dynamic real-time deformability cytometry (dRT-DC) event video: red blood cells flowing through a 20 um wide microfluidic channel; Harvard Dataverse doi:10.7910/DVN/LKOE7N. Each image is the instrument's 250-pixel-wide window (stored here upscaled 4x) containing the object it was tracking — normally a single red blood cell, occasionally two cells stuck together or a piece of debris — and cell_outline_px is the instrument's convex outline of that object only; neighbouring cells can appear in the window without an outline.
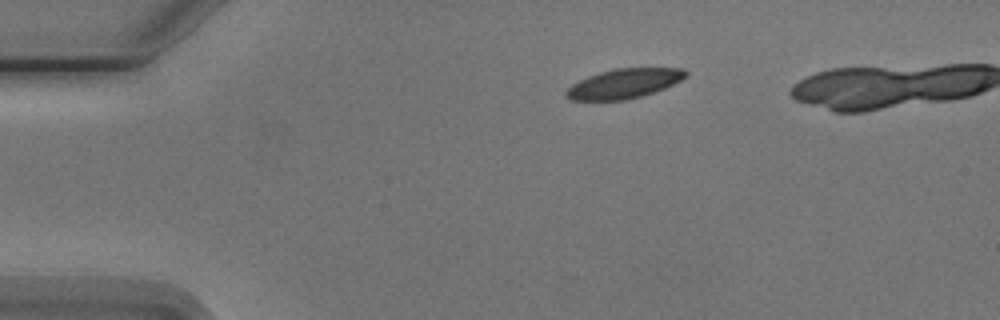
{"species": "Egyptian fruit bat (a non-hibernating species)", "species_latin": "Rousettus aegyptiacus", "temperature_condition": "cold", "stored_images_in_passage": 4, "camera_frame_rate_fps": 3000, "um_per_image_px": 0.085, "animal": {"sex": "male"}, "frame": {"image": 1, "passage_image": 1, "time_ms": 0.0, "image_size_px": [1000, 320], "cell_outline_px": [[688, 76], [664, 88], [640, 96], [624, 100], [572, 100], [564, 96], [564, 92], [572, 84], [588, 76], [600, 72], [616, 68], [684, 68], [688, 72]], "centroid_in_image_um": [53.03, 7.1], "position_along_channel_um": 32.0, "area_um2": 20.46}}